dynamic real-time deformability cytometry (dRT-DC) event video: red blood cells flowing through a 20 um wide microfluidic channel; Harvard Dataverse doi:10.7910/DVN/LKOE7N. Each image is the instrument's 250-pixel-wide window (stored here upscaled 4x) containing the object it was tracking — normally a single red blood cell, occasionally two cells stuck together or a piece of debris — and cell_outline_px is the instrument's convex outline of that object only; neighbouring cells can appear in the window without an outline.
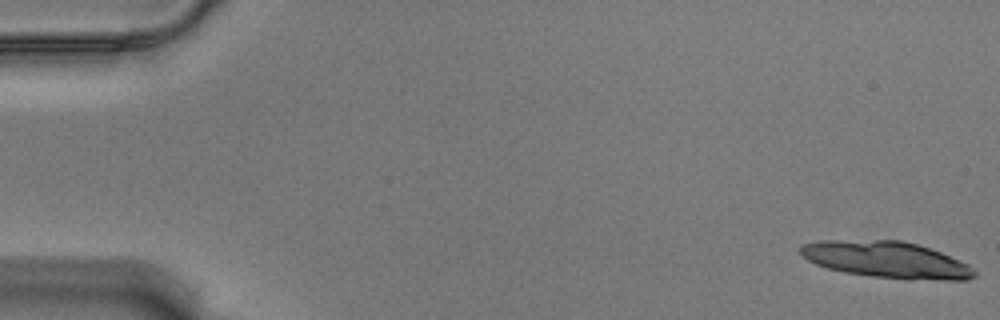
{"species": "Egyptian fruit bat (a non-hibernating species)", "species_latin": "Rousettus aegyptiacus", "temperature_condition": "warm", "stored_images_in_passage": 18, "camera_frame_rate_fps": 3000, "um_per_image_px": 0.085, "animal": {"sex": "male"}, "frame": {"image": 1, "passage_image": 1, "time_ms": 0.0, "image_size_px": [1000, 320], "cell_outline_px": [[976, 276], [968, 280], [908, 280], [872, 276], [844, 272], [828, 268], [816, 264], [808, 260], [800, 252], [800, 248], [804, 244], [820, 240], [900, 240], [916, 244], [940, 252], [968, 264], [976, 272]], "centroid_in_image_um": [75.38, 22.09], "position_along_channel_um": 9.6, "area_um2": 36.93}}